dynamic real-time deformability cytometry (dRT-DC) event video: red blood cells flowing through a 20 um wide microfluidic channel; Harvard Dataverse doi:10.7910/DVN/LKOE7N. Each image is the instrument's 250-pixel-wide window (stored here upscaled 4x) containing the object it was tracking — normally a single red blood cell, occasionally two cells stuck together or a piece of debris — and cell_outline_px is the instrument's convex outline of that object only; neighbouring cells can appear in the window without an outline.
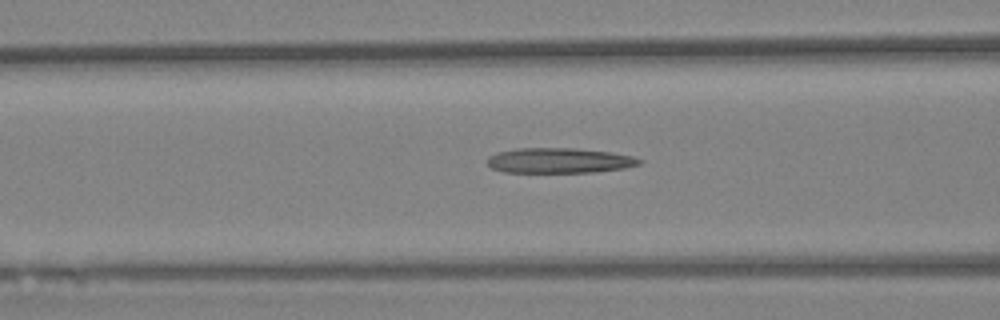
{"species": "Egyptian fruit bat (a non-hibernating species)", "species_latin": "Rousettus aegyptiacus", "temperature_condition": "warm", "stored_images_in_passage": 34, "camera_frame_rate_fps": 3000, "um_per_image_px": 0.085, "animal": {"sex": "female"}, "frame": {"image": 1, "passage_image": 9, "time_ms": 2.667, "image_size_px": [1000, 320], "cell_outline_px": [[644, 160], [640, 164], [624, 168], [596, 172], [504, 172], [492, 168], [488, 164], [488, 156], [496, 152], [516, 148], [576, 148], [608, 152], [632, 156]], "centroid_in_image_um": [47.53, 13.64], "position_along_channel_um": 119.1, "area_um2": 22.31}}
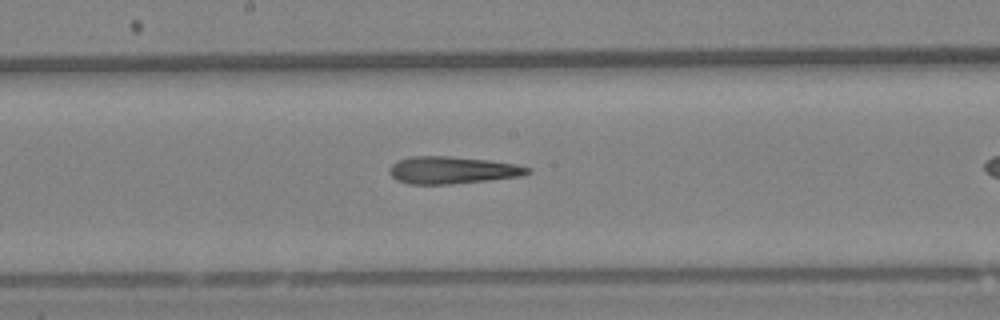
{"frame": {"image": 2, "passage_image": 17, "time_ms": 5.333, "image_size_px": [1000, 320], "cell_outline_px": [[532, 172], [520, 176], [488, 180], [452, 184], [408, 184], [396, 180], [388, 172], [388, 168], [396, 160], [412, 156], [452, 156], [488, 160], [516, 164], [532, 168]], "centroid_in_image_um": [38.42, 14.46], "position_along_channel_um": 209.8, "area_um2": 22.14}}
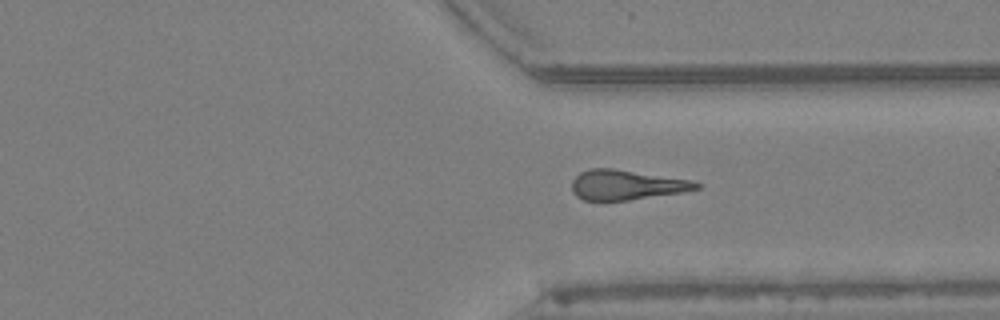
{"frame": {"image": 3, "passage_image": 30, "time_ms": 9.667, "image_size_px": [1000, 320], "cell_outline_px": [[700, 188], [684, 192], [628, 200], [584, 200], [576, 196], [572, 192], [572, 180], [580, 172], [588, 168], [612, 168], [692, 180], [700, 184]], "centroid_in_image_um": [53.23, 15.71], "position_along_channel_um": 358.2, "area_um2": 21.68}}